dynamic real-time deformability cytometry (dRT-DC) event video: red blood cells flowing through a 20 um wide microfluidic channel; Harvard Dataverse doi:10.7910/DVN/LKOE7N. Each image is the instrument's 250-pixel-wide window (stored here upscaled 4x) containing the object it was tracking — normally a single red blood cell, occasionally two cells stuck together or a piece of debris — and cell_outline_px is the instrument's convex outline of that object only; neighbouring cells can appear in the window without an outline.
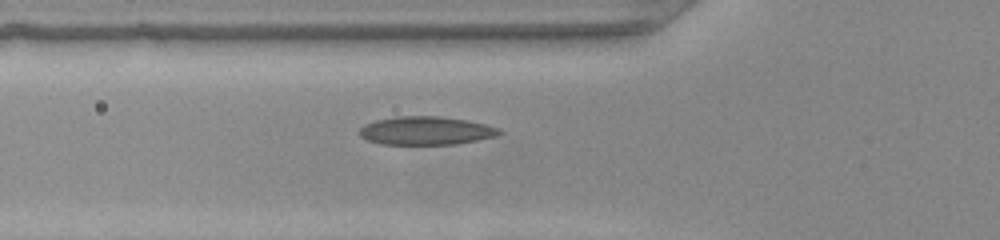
{"species": "common noctule bat (a hibernating species)", "species_latin": "Nyctalus noctula", "temperature_condition": "warm", "stored_images_in_passage": 35, "camera_frame_rate_fps": 3000, "um_per_image_px": 0.085, "animal": {"sex": "female", "body_mass_g": 22.0, "forearm_length_mm": 56.7}, "frame": {"image": 1, "passage_image": 3, "time_ms": 0.667, "image_size_px": [1000, 240], "cell_outline_px": [[504, 132], [496, 136], [456, 144], [380, 144], [368, 140], [360, 136], [360, 128], [364, 124], [376, 120], [396, 116], [440, 116], [468, 120], [500, 128]], "centroid_in_image_um": [36.22, 11.1], "position_along_channel_um": 89.6, "area_um2": 23.12}}
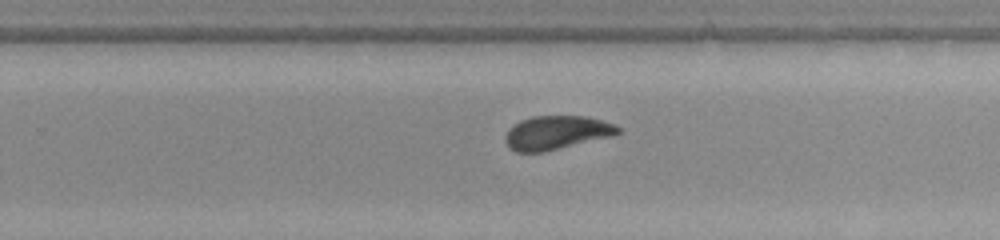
{"frame": {"image": 2, "passage_image": 17, "time_ms": 5.333, "image_size_px": [1000, 240], "cell_outline_px": [[620, 132], [612, 136], [544, 152], [516, 152], [508, 148], [504, 140], [504, 136], [508, 128], [520, 120], [532, 116], [584, 116], [600, 120], [612, 124], [620, 128]], "centroid_in_image_um": [47.23, 11.28], "position_along_channel_um": 282.6, "area_um2": 22.2}}
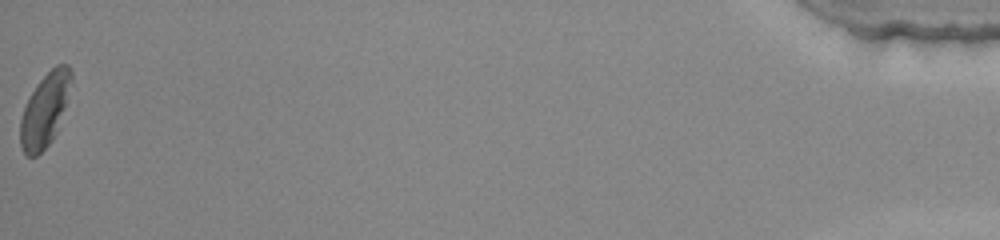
{"frame": {"image": 3, "passage_image": 35, "time_ms": 11.333, "image_size_px": [1000, 240], "cell_outline_px": [[72, 80], [64, 108], [56, 132], [52, 140], [36, 156], [24, 156], [20, 144], [20, 120], [24, 108], [36, 84], [56, 64], [68, 64], [72, 72]], "centroid_in_image_um": [3.8, 9.35], "position_along_channel_um": 431.4, "area_um2": 21.44}}